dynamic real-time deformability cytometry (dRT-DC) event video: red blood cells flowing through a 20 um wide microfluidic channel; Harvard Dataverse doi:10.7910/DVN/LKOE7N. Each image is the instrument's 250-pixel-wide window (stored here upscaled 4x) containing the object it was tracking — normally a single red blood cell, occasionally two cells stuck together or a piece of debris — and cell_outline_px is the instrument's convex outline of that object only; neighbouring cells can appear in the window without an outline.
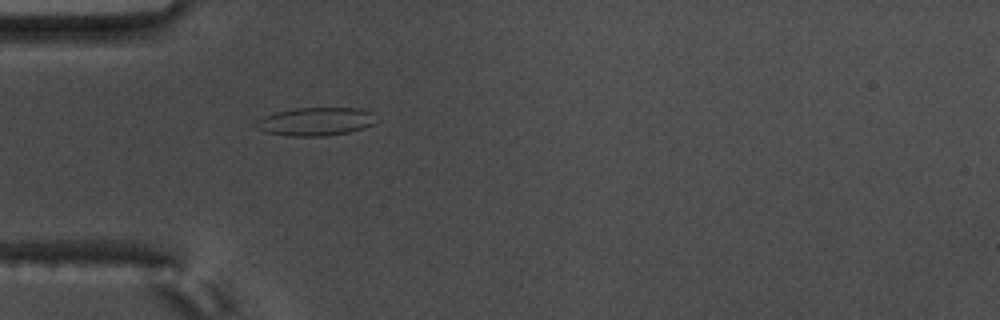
{"species": "common noctule bat (a hibernating species)", "species_latin": "Nyctalus noctula", "temperature_condition": "warm", "stored_images_in_passage": 58, "camera_frame_rate_fps": 3000, "um_per_image_px": 0.085, "animal": {"sex": "male", "body_mass_g": 17.5, "forearm_length_mm": 52.3}, "frame": {"image": 1, "passage_image": 18, "time_ms": 5.667, "image_size_px": [1000, 320], "cell_outline_px": [[372, 124], [364, 128], [348, 132], [324, 136], [288, 136], [264, 132], [256, 128], [256, 120], [264, 116], [276, 112], [296, 108], [360, 108], [372, 112]], "centroid_in_image_um": [26.77, 10.33], "position_along_channel_um": 58.2, "area_um2": 19.59}}
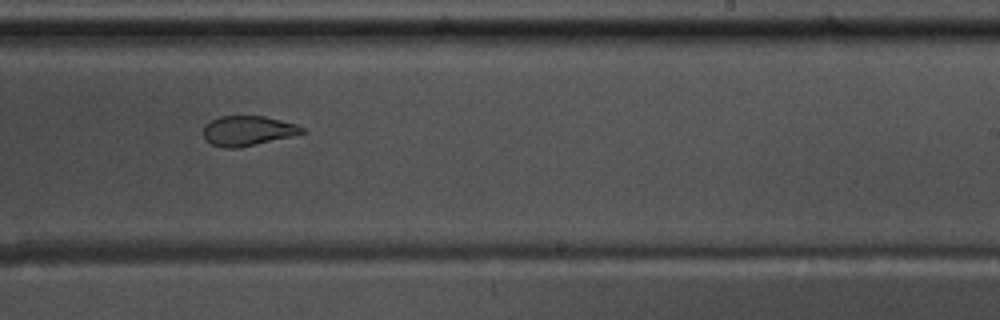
{"frame": {"image": 2, "passage_image": 36, "time_ms": 11.667, "image_size_px": [1000, 320], "cell_outline_px": [[308, 132], [292, 136], [236, 148], [224, 148], [212, 144], [204, 136], [204, 124], [220, 116], [264, 116], [296, 124], [304, 128]], "centroid_in_image_um": [21.08, 11.1], "position_along_channel_um": 267.9, "area_um2": 16.99}}
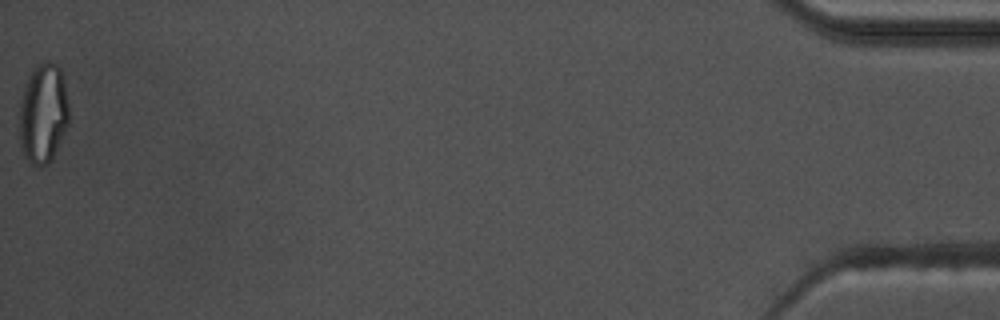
{"frame": {"image": 3, "passage_image": 58, "time_ms": 19.0, "image_size_px": [1000, 320], "cell_outline_px": [[68, 124], [48, 164], [40, 168], [32, 164], [24, 156], [20, 148], [20, 100], [24, 84], [32, 72], [40, 64], [48, 60], [56, 64], [60, 68], [64, 80], [68, 100]], "centroid_in_image_um": [3.66, 9.65], "position_along_channel_um": 431.5, "area_um2": 28.73}, "authors_computed_cell_mechanics": {"area_um2": 19.9121, "velocity_mm_per_s": 3.5792, "shape_relaxation_time_tau1_ms": null, "shape_relaxation_time_tau2_ms": 1.5642, "deformation_change_tau1": null, "deformation_change_tau2": 0.0802}}